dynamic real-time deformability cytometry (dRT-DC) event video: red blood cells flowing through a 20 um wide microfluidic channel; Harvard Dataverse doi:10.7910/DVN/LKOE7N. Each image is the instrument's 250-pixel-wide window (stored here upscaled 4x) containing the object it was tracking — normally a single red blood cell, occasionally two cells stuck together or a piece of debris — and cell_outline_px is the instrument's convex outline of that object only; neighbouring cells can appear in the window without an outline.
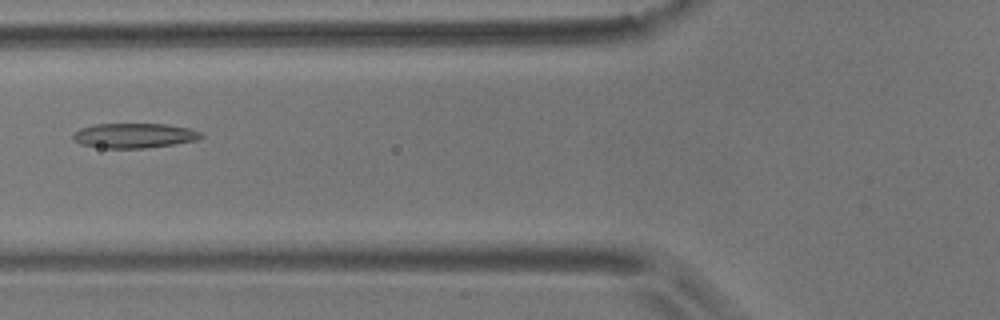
{"species": "common noctule bat (a hibernating species)", "species_latin": "Nyctalus noctula", "temperature_condition": "room temperature", "stored_images_in_passage": 9, "camera_frame_rate_fps": 3000, "um_per_image_px": 0.085, "animal": {"sex": "male", "body_mass_g": 17.9}, "frame": {"image": 1, "passage_image": 7, "time_ms": 2.0, "image_size_px": [1000, 320], "cell_outline_px": [[204, 136], [196, 140], [176, 144], [144, 148], [100, 148], [80, 144], [72, 140], [72, 132], [80, 128], [96, 124], [168, 124], [188, 128], [200, 132]], "centroid_in_image_um": [11.36, 11.53], "position_along_channel_um": 114.4, "area_um2": 18.67}}
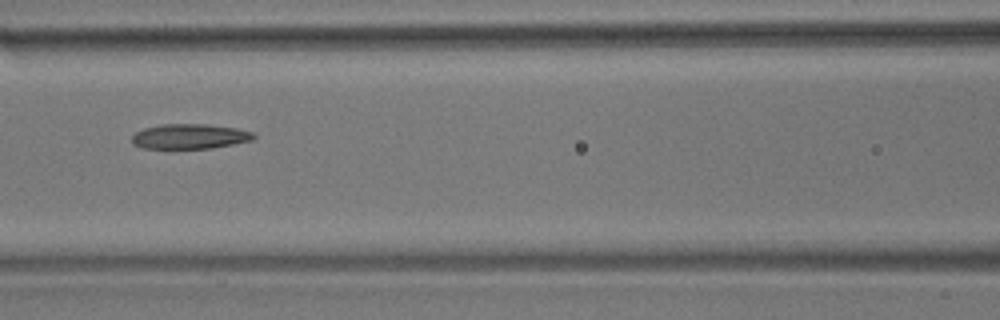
{"frame": {"image": 2, "passage_image": 8, "time_ms": 2.333, "image_size_px": [1000, 320], "cell_outline_px": [[256, 136], [252, 140], [232, 144], [208, 148], [140, 148], [132, 144], [132, 136], [136, 132], [144, 128], [160, 124], [208, 124], [236, 128], [252, 132]], "centroid_in_image_um": [16.09, 11.59], "position_along_channel_um": 150.5, "area_um2": 17.63}}
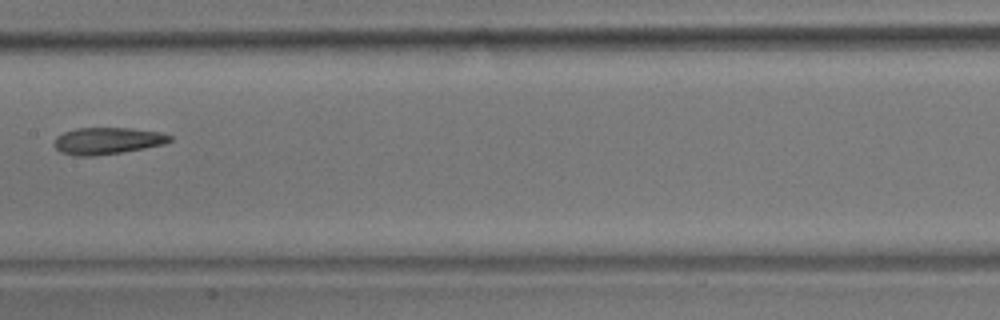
{"frame": {"image": 3, "passage_image": 9, "time_ms": 2.667, "image_size_px": [1000, 320], "cell_outline_px": [[172, 140], [164, 144], [144, 148], [96, 156], [72, 156], [60, 152], [52, 144], [56, 136], [64, 132], [76, 128], [132, 128], [160, 132], [172, 136]], "centroid_in_image_um": [9.09, 11.97], "position_along_channel_um": 198.3, "area_um2": 18.21}}